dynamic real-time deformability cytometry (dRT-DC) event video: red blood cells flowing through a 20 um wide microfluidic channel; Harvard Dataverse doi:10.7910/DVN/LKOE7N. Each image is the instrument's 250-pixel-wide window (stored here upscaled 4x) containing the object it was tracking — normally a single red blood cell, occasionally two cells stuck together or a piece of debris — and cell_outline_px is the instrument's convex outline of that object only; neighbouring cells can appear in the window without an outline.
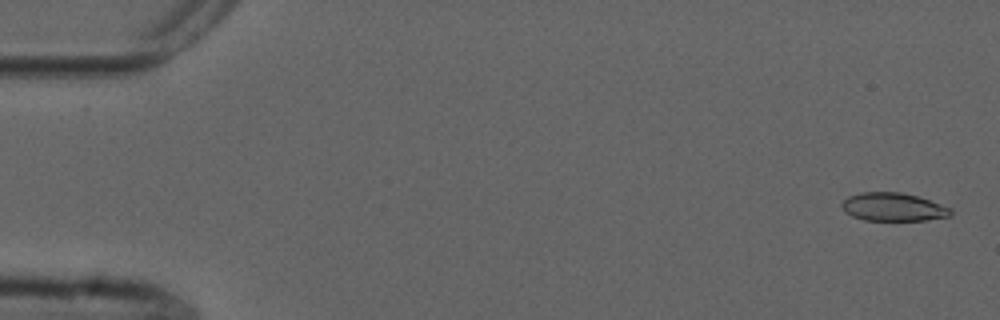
{"species": "common noctule bat (a hibernating species)", "species_latin": "Nyctalus noctula", "temperature_condition": "cold", "stored_images_in_passage": 50, "camera_frame_rate_fps": 3000, "um_per_image_px": 0.085, "animal": {"sex": "male", "forearm_length_mm": 52.5}, "frame": {"image": 1, "passage_image": 2, "time_ms": 0.333, "image_size_px": [1000, 320], "cell_outline_px": [[952, 216], [928, 220], [864, 220], [852, 216], [844, 212], [840, 204], [848, 196], [860, 192], [900, 192], [916, 196], [952, 208]], "centroid_in_image_um": [75.91, 17.6], "position_along_channel_um": 9.1, "area_um2": 17.98}}
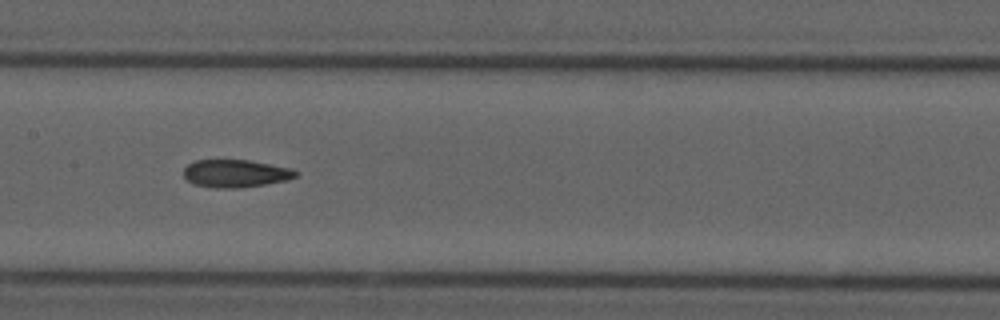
{"frame": {"image": 2, "passage_image": 27, "time_ms": 8.667, "image_size_px": [1000, 320], "cell_outline_px": [[300, 172], [296, 176], [288, 180], [240, 188], [216, 188], [196, 184], [188, 180], [184, 176], [184, 168], [188, 164], [196, 160], [248, 160], [292, 168]], "centroid_in_image_um": [20.06, 14.74], "position_along_channel_um": 187.3, "area_um2": 18.03}}
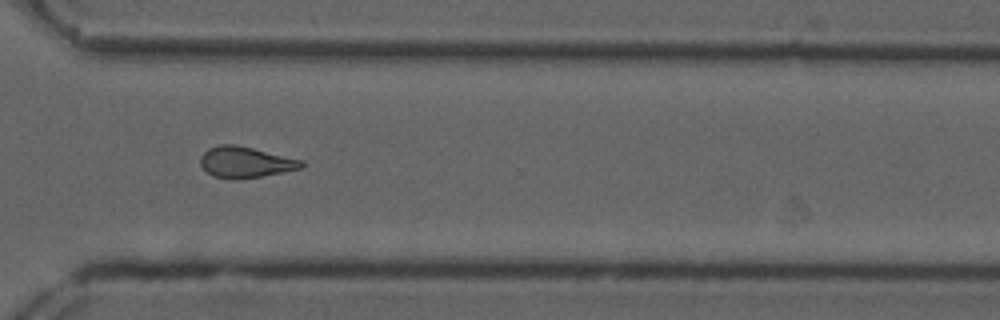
{"frame": {"image": 3, "passage_image": 40, "time_ms": 13.0, "image_size_px": [1000, 320], "cell_outline_px": [[304, 168], [240, 180], [232, 180], [212, 176], [200, 164], [200, 156], [208, 148], [220, 144], [236, 144], [304, 160]], "centroid_in_image_um": [20.87, 13.79], "position_along_channel_um": 349.7, "area_um2": 18.55}, "authors_computed_cell_mechanics": {"area_um2": 18.4093, "velocity_mm_per_s": 3.7546, "shape_relaxation_time_tau1_ms": null, "shape_relaxation_time_tau2_ms": 4.5735, "deformation_change_tau1": null, "deformation_change_tau2": 0.1287}}